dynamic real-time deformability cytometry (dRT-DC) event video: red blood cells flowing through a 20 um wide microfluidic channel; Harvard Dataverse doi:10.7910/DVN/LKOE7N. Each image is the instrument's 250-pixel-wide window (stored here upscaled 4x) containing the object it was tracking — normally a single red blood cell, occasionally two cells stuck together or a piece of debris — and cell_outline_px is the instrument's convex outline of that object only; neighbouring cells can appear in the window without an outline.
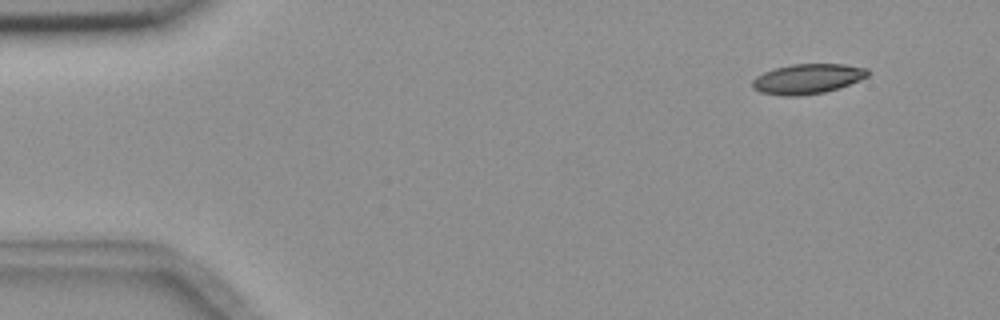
{"species": "common noctule bat (a hibernating species)", "species_latin": "Nyctalus noctula", "temperature_condition": "room temperature", "stored_images_in_passage": 5, "camera_frame_rate_fps": 3000, "um_per_image_px": 0.085, "animal": {"sex": "female", "body_mass_g": 18.4}, "frame": {"image": 1, "passage_image": 2, "time_ms": 1.0, "image_size_px": [1000, 320], "cell_outline_px": [[868, 76], [860, 80], [824, 92], [796, 96], [780, 96], [760, 92], [752, 88], [752, 80], [756, 76], [764, 72], [776, 68], [792, 64], [844, 64], [868, 68]], "centroid_in_image_um": [68.61, 6.7], "position_along_channel_um": 16.4, "area_um2": 20.06}}